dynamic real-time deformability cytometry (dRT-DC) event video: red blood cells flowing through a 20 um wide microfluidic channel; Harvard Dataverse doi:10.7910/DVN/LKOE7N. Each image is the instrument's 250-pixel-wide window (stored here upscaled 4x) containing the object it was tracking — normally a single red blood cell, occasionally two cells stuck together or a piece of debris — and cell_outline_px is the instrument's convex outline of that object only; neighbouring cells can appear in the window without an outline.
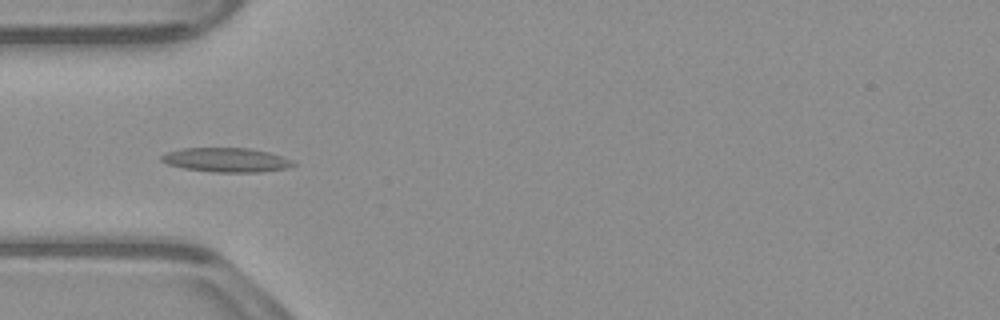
{"species": "common noctule bat (a hibernating species)", "species_latin": "Nyctalus noctula", "temperature_condition": "warm", "stored_images_in_passage": 42, "camera_frame_rate_fps": 3000, "um_per_image_px": 0.085, "animal": {"sex": "male", "body_mass_g": 23.1, "forearm_length_mm": 52.7}, "frame": {"image": 1, "passage_image": 5, "time_ms": 1.333, "image_size_px": [1000, 320], "cell_outline_px": [[296, 164], [288, 168], [260, 172], [216, 172], [184, 168], [168, 164], [160, 160], [160, 156], [168, 152], [184, 148], [248, 148], [268, 152], [292, 160]], "centroid_in_image_um": [19.24, 13.59], "position_along_channel_um": 65.8, "area_um2": 18.44}}
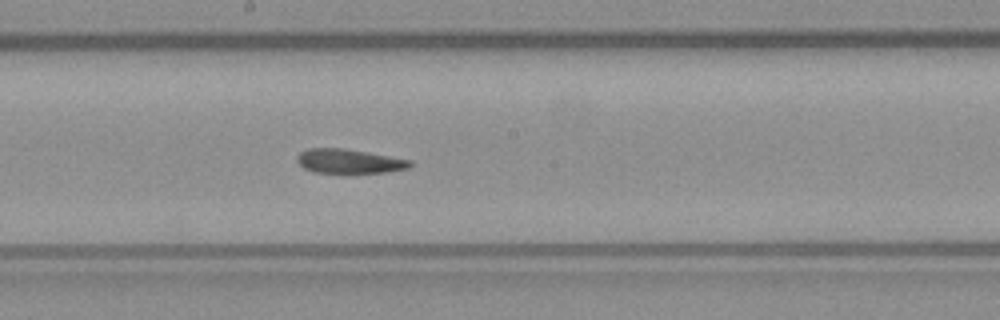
{"frame": {"image": 2, "passage_image": 17, "time_ms": 5.333, "image_size_px": [1000, 320], "cell_outline_px": [[412, 164], [408, 168], [384, 172], [312, 172], [304, 168], [296, 160], [296, 156], [300, 152], [308, 148], [344, 148], [368, 152], [412, 160]], "centroid_in_image_um": [29.65, 13.69], "position_along_channel_um": 218.6, "area_um2": 15.84}}
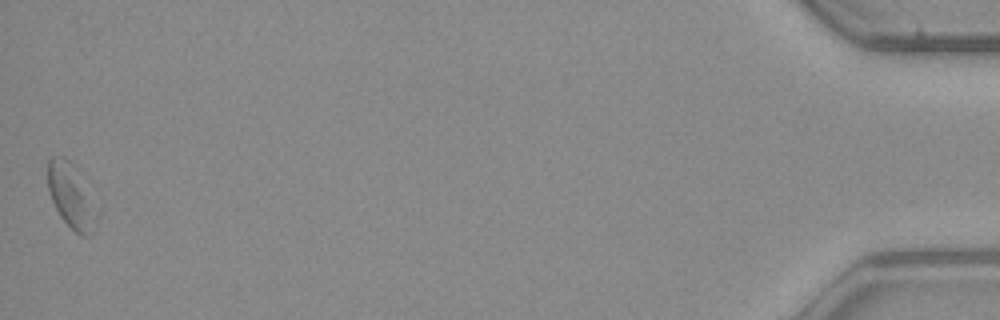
{"frame": {"image": 3, "passage_image": 42, "time_ms": 13.667, "image_size_px": [1000, 320], "cell_outline_px": [[100, 216], [92, 232], [88, 236], [80, 236], [60, 216], [52, 200], [48, 188], [48, 160], [52, 156], [64, 156], [72, 164], [100, 208]], "centroid_in_image_um": [6.12, 16.7], "position_along_channel_um": 429.1, "area_um2": 18.67}, "authors_computed_cell_mechanics": {"area_um2": 16.7331, "velocity_mm_per_s": 3.7987, "shape_relaxation_time_tau1_ms": 6.1865, "shape_relaxation_time_tau2_ms": 4.8075, "deformation_change_tau1": 0.2028, "deformation_change_tau2": 0.1431}}